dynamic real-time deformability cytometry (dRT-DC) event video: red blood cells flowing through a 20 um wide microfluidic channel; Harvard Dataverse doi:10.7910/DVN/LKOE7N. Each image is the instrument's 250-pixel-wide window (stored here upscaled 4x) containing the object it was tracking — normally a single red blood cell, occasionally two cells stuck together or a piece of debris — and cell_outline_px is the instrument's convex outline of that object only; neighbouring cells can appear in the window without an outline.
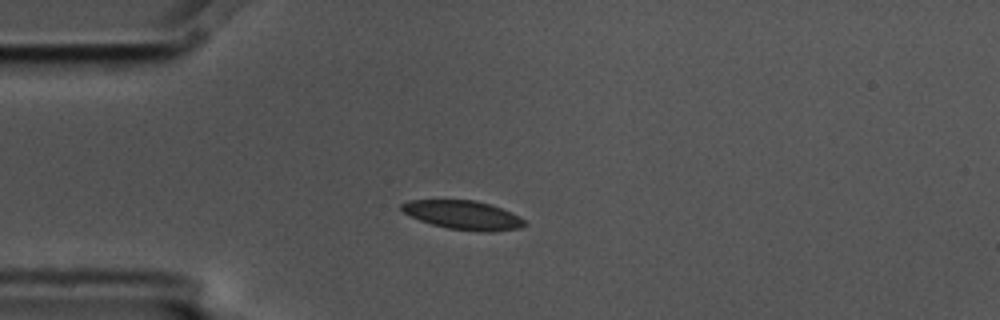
{"species": "common noctule bat (a hibernating species)", "species_latin": "Nyctalus noctula", "temperature_condition": "cold", "stored_images_in_passage": 12, "camera_frame_rate_fps": 3000, "um_per_image_px": 0.085, "animal": {"sex": "male", "body_mass_g": 17.5, "forearm_length_mm": 52.3}, "frame": {"image": 1, "passage_image": 1, "time_ms": 0.0, "image_size_px": [1000, 320], "cell_outline_px": [[528, 224], [520, 228], [492, 232], [480, 232], [448, 228], [432, 224], [420, 220], [404, 212], [400, 208], [400, 204], [408, 200], [476, 200], [500, 208], [524, 220]], "centroid_in_image_um": [39.35, 18.28], "position_along_channel_um": 45.7, "area_um2": 20.46}}
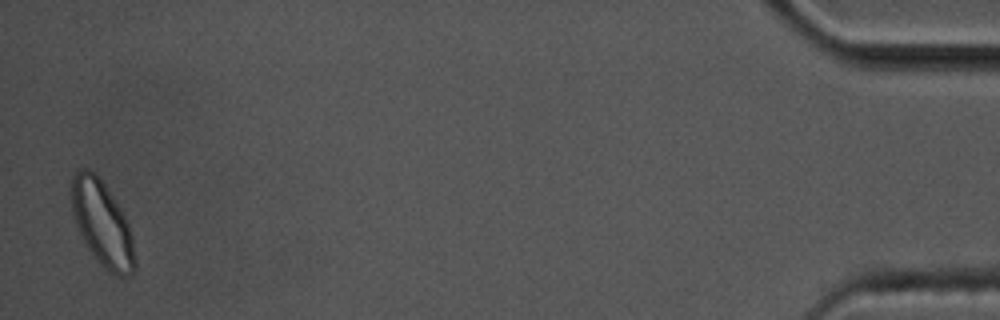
{"frame": {"image": 2, "passage_image": 12, "time_ms": 3.667, "image_size_px": [1000, 320], "cell_outline_px": [[136, 268], [128, 276], [116, 276], [108, 272], [96, 260], [84, 244], [76, 224], [72, 212], [72, 176], [80, 168], [88, 168], [96, 172], [104, 184], [124, 216], [128, 224], [132, 236], [136, 264]], "centroid_in_image_um": [8.68, 19.04], "position_along_channel_um": 426.5, "area_um2": 31.33}}